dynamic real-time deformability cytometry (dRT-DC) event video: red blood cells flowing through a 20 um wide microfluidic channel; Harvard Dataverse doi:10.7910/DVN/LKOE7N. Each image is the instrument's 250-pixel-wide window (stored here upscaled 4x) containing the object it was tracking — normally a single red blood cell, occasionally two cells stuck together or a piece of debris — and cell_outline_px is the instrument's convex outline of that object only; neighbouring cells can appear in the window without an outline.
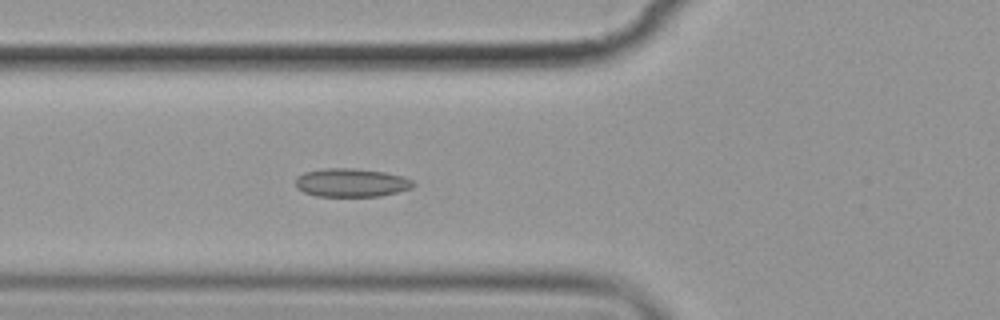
{"species": "common noctule bat (a hibernating species)", "species_latin": "Nyctalus noctula", "temperature_condition": "cold", "stored_images_in_passage": 6, "camera_frame_rate_fps": 3000, "um_per_image_px": 0.085, "animal": {"sex": "female", "body_mass_g": 19.9}, "frame": {"image": 1, "passage_image": 6, "time_ms": 5.667, "image_size_px": [1000, 320], "cell_outline_px": [[416, 184], [412, 188], [380, 196], [316, 196], [304, 192], [296, 188], [296, 176], [304, 172], [324, 168], [356, 168], [384, 172], [400, 176], [412, 180]], "centroid_in_image_um": [29.83, 15.52], "position_along_channel_um": 96.0, "area_um2": 19.54}}